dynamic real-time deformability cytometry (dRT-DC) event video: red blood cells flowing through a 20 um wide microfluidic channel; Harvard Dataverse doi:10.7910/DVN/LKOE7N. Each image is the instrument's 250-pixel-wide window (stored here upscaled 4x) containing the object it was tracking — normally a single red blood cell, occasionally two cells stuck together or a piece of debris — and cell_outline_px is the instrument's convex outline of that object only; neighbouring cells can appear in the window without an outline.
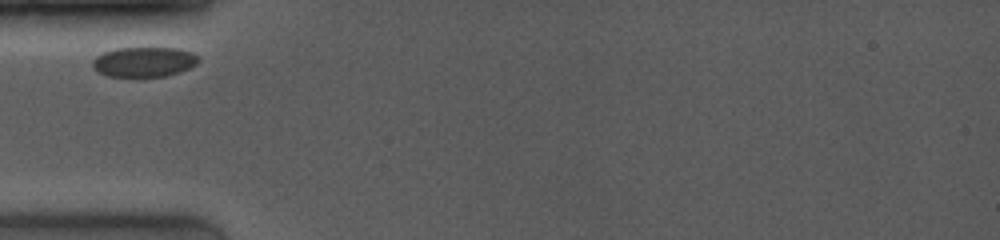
{"species": "common noctule bat (a hibernating species)", "species_latin": "Nyctalus noctula", "temperature_condition": "room temperature", "stored_images_in_passage": 9, "camera_frame_rate_fps": 4000, "um_per_image_px": 0.085, "animal": {"sex": "female", "body_mass_g": 19.0, "forearm_length_mm": 53.3}, "frame": {"image": 1, "passage_image": 1, "time_ms": 0.0, "image_size_px": [1000, 240], "cell_outline_px": [[200, 60], [196, 64], [180, 72], [164, 76], [108, 76], [92, 68], [92, 60], [96, 56], [104, 52], [116, 48], [176, 48], [192, 52], [200, 56]], "centroid_in_image_um": [12.25, 5.25], "position_along_channel_um": 72.7, "area_um2": 18.44}}
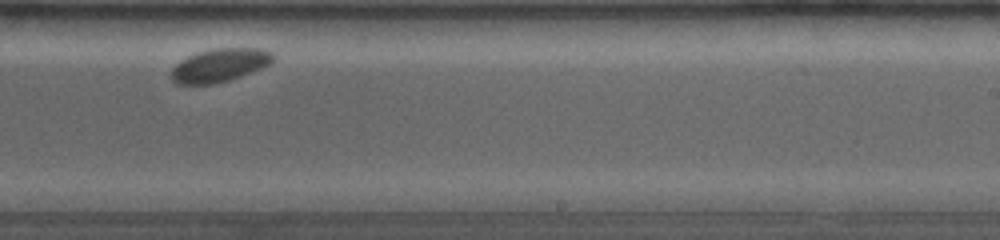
{"frame": {"image": 2, "passage_image": 6, "time_ms": 5.5, "image_size_px": [1000, 240], "cell_outline_px": [[276, 60], [260, 68], [240, 76], [228, 80], [212, 84], [176, 84], [168, 76], [172, 68], [180, 60], [196, 52], [216, 48], [260, 48], [272, 52], [276, 56]], "centroid_in_image_um": [18.64, 5.53], "position_along_channel_um": 270.4, "area_um2": 19.88}}
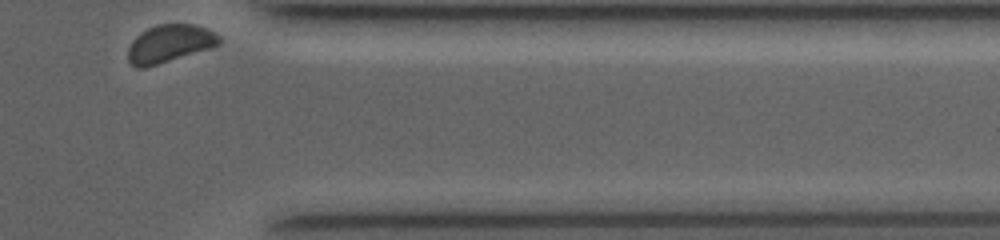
{"frame": {"image": 3, "passage_image": 9, "time_ms": 9.0, "image_size_px": [1000, 240], "cell_outline_px": [[220, 44], [212, 48], [144, 68], [136, 68], [128, 60], [128, 48], [132, 40], [136, 36], [148, 28], [156, 24], [196, 24], [216, 32], [220, 36]], "centroid_in_image_um": [14.43, 3.7], "position_along_channel_um": 397.0, "area_um2": 20.17}}